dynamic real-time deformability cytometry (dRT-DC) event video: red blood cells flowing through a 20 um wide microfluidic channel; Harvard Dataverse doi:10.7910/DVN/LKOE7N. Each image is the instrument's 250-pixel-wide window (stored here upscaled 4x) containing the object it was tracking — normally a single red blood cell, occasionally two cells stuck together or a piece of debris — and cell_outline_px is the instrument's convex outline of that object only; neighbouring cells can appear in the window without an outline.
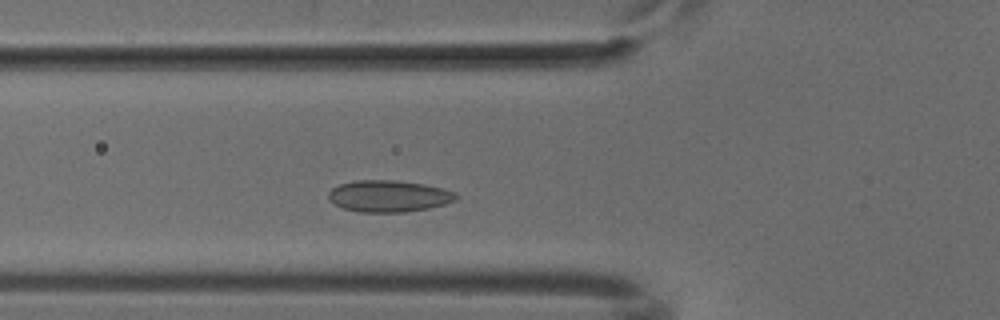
{"species": "common noctule bat (a hibernating species)", "species_latin": "Nyctalus noctula", "temperature_condition": "cold", "stored_images_in_passage": 30, "camera_frame_rate_fps": 3000, "um_per_image_px": 0.085, "animal": {"sex": "male", "body_mass_g": 18.8}, "frame": {"image": 1, "passage_image": 10, "time_ms": 3.0, "image_size_px": [1000, 320], "cell_outline_px": [[460, 196], [456, 200], [444, 204], [428, 208], [404, 212], [360, 212], [344, 208], [328, 200], [328, 192], [332, 188], [340, 184], [356, 180], [396, 180], [424, 184], [456, 192]], "centroid_in_image_um": [33.05, 16.66], "position_along_channel_um": 92.8, "area_um2": 23.52}}
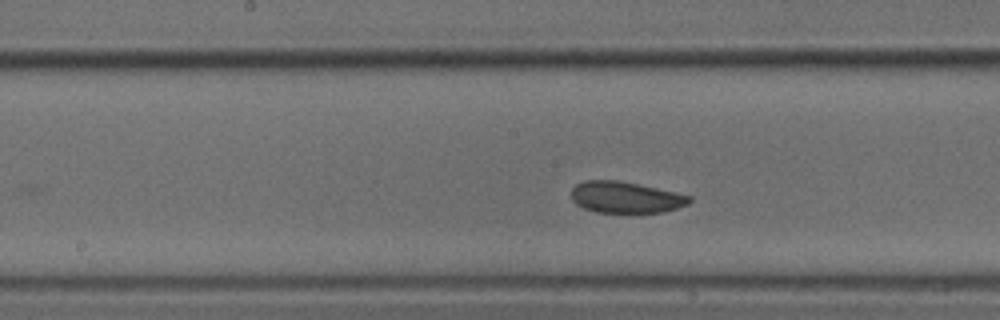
{"frame": {"image": 2, "passage_image": 18, "time_ms": 5.667, "image_size_px": [1000, 320], "cell_outline_px": [[692, 200], [688, 204], [664, 212], [596, 212], [584, 208], [576, 204], [572, 200], [572, 188], [576, 184], [584, 180], [616, 180], [656, 188], [692, 196]], "centroid_in_image_um": [53.16, 16.77], "position_along_channel_um": 195.0, "area_um2": 21.39}}
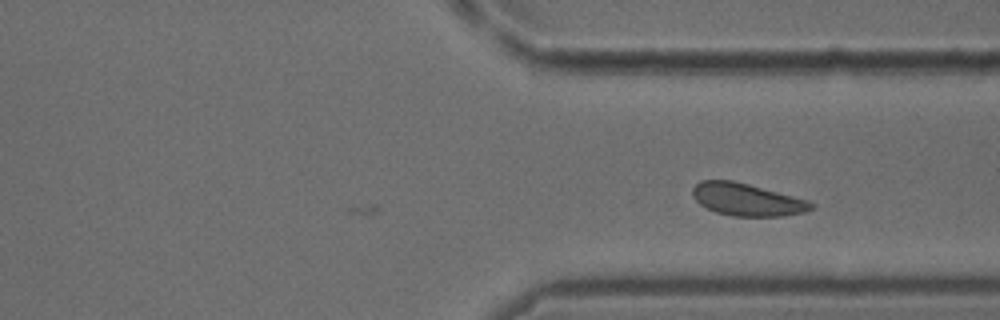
{"frame": {"image": 3, "passage_image": 30, "time_ms": 9.667, "image_size_px": [1000, 320], "cell_outline_px": [[816, 208], [804, 212], [784, 216], [732, 216], [716, 212], [700, 204], [692, 196], [692, 188], [700, 180], [732, 180], [748, 184], [808, 200], [816, 204]], "centroid_in_image_um": [63.51, 16.97], "position_along_channel_um": 347.9, "area_um2": 22.43}}